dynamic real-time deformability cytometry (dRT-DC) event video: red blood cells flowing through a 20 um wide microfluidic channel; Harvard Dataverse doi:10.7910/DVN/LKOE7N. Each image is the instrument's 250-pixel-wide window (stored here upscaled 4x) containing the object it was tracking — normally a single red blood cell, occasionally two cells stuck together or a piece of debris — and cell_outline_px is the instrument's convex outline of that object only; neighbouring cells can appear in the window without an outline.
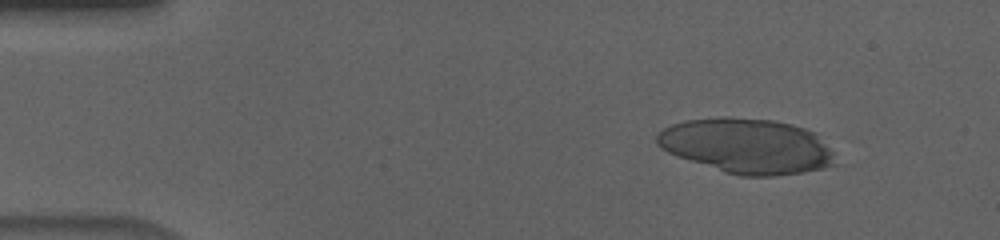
{"species": "human", "species_latin": "Homo sapiens", "temperature_condition": "cold", "stored_images_in_passage": 43, "camera_frame_rate_fps": 3000, "um_per_image_px": 0.085, "donor": {"sex": "male"}, "frame": {"image": 1, "passage_image": 7, "time_ms": 2.0, "image_size_px": [1000, 240], "cell_outline_px": [[836, 164], [824, 168], [804, 172], [776, 176], [740, 176], [724, 172], [676, 156], [660, 148], [656, 144], [656, 136], [664, 128], [672, 124], [684, 120], [720, 116], [724, 116], [772, 120], [792, 124], [816, 132], [832, 152]], "centroid_in_image_um": [63.47, 12.4], "position_along_channel_um": 21.5, "area_um2": 57.45}}
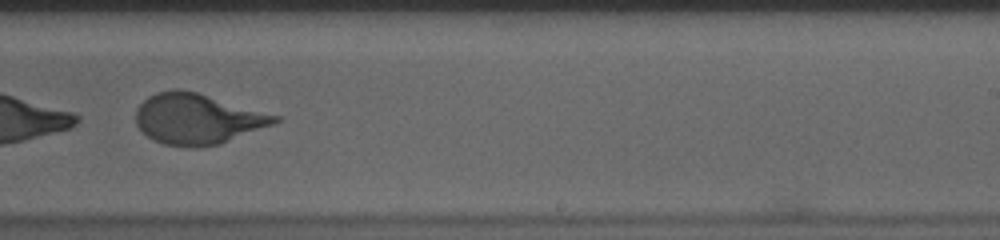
{"frame": {"image": 2, "passage_image": 36, "time_ms": 11.667, "image_size_px": [1000, 240], "cell_outline_px": [[280, 120], [272, 124], [220, 144], [200, 148], [188, 148], [164, 144], [152, 140], [136, 124], [136, 108], [148, 96], [156, 92], [196, 92], [280, 116]], "centroid_in_image_um": [16.77, 10.15], "position_along_channel_um": 272.2, "area_um2": 40.23}}